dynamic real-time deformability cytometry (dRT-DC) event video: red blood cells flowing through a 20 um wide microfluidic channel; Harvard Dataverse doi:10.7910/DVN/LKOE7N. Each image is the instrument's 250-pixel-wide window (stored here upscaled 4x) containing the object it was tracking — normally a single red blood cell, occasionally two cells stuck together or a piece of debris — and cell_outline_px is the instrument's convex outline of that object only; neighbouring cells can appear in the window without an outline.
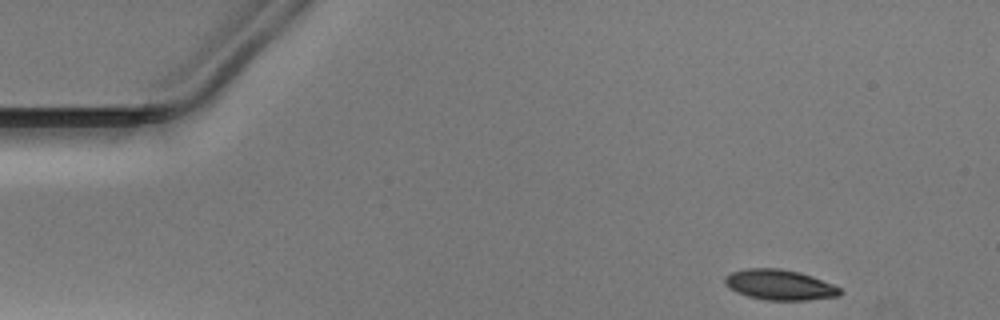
{"species": "Egyptian fruit bat (a non-hibernating species)", "species_latin": "Rousettus aegyptiacus", "temperature_condition": "warm", "stored_images_in_passage": 37, "camera_frame_rate_fps": 3000, "um_per_image_px": 0.085, "animal": {"sex": "male"}, "frame": {"image": 1, "passage_image": 1, "time_ms": 0.0, "image_size_px": [1000, 320], "cell_outline_px": [[844, 292], [840, 296], [808, 300], [768, 300], [748, 296], [736, 292], [728, 288], [724, 284], [724, 276], [732, 272], [744, 268], [780, 268], [800, 272], [812, 276], [832, 284], [840, 288]], "centroid_in_image_um": [66.26, 24.2], "position_along_channel_um": 18.7, "area_um2": 20.58}}
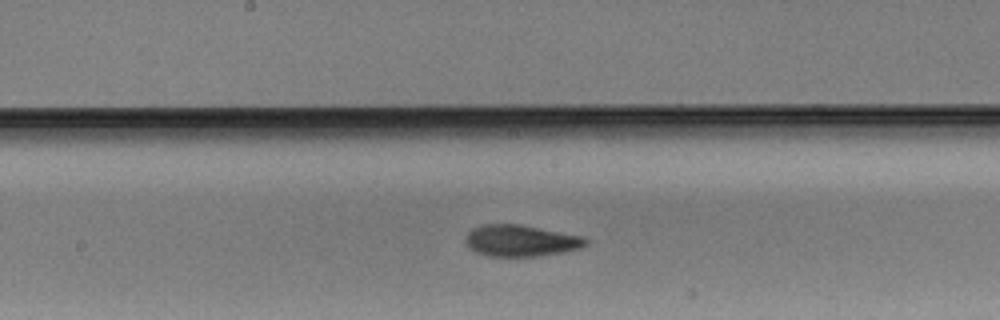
{"frame": {"image": 2, "passage_image": 22, "time_ms": 7.0, "image_size_px": [1000, 320], "cell_outline_px": [[588, 244], [580, 248], [564, 252], [540, 256], [488, 256], [476, 252], [468, 248], [464, 240], [468, 232], [472, 228], [484, 224], [520, 224], [584, 236], [588, 240]], "centroid_in_image_um": [44.27, 20.45], "position_along_channel_um": 203.9, "area_um2": 22.31}}
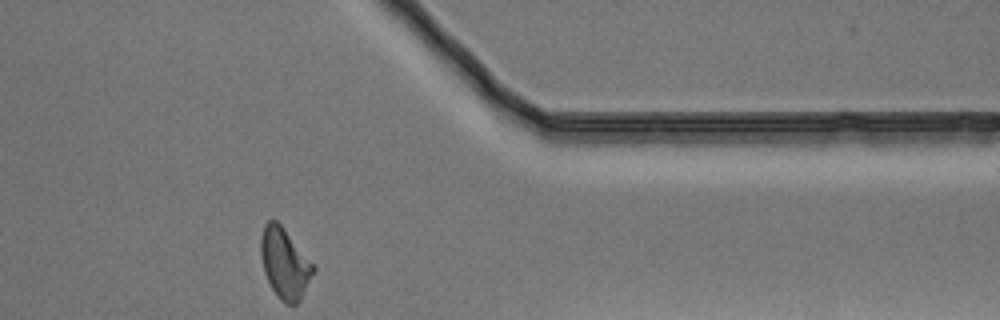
{"frame": {"image": 3, "passage_image": 37, "time_ms": 12.0, "image_size_px": [1000, 320], "cell_outline_px": [[316, 268], [300, 300], [296, 304], [284, 304], [280, 300], [272, 288], [264, 272], [260, 252], [260, 240], [264, 224], [268, 220], [276, 220], [280, 224], [316, 264]], "centroid_in_image_um": [24.22, 22.37], "position_along_channel_um": 387.2, "area_um2": 21.68}}